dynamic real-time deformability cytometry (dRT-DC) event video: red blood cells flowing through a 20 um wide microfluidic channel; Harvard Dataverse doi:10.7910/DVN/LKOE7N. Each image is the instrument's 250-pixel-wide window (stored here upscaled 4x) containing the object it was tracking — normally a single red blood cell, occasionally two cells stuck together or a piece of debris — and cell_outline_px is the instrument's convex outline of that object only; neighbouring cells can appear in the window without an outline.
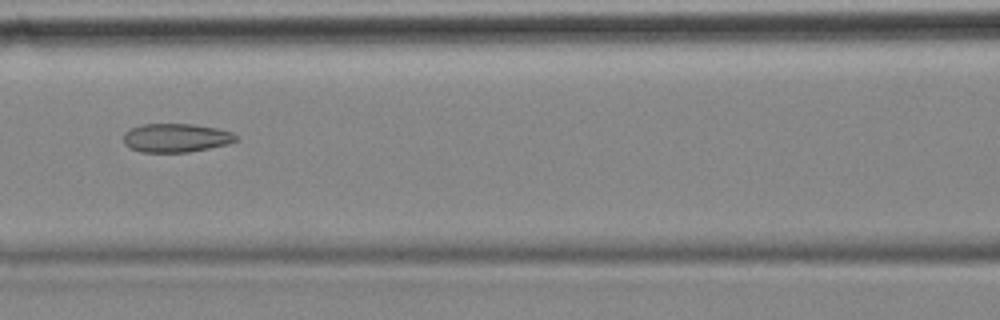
{"species": "common noctule bat (a hibernating species)", "species_latin": "Nyctalus noctula", "temperature_condition": "cold", "stored_images_in_passage": 54, "camera_frame_rate_fps": 3000, "um_per_image_px": 0.085, "animal": {"sex": "female", "body_mass_g": 18.4}, "frame": {"image": 1, "passage_image": 24, "time_ms": 7.667, "image_size_px": [1000, 320], "cell_outline_px": [[240, 140], [228, 144], [188, 152], [140, 152], [128, 148], [124, 144], [124, 132], [140, 124], [192, 124], [216, 128], [232, 132], [240, 136]], "centroid_in_image_um": [14.98, 11.72], "position_along_channel_um": 151.6, "area_um2": 19.02}, "authors_computed_cell_mechanics": {"area_um2": 20.519, "velocity_mm_per_s": 3.5247, "shape_relaxation_time_tau1_ms": null, "shape_relaxation_time_tau2_ms": 2.7934, "deformation_change_tau1": null, "deformation_change_tau2": 0.1034}}